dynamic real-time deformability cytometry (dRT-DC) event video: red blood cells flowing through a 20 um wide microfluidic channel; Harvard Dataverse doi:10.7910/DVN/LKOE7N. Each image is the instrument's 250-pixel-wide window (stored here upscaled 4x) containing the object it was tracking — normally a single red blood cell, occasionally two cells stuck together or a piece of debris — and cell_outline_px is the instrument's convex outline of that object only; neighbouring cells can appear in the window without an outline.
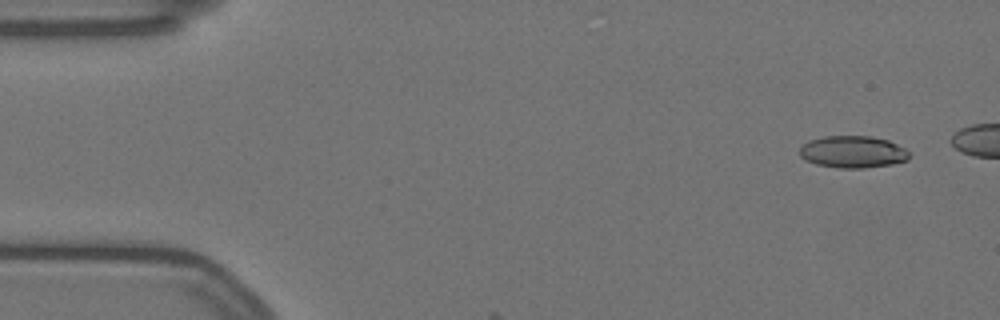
{"species": "Egyptian fruit bat (a non-hibernating species)", "species_latin": "Rousettus aegyptiacus", "temperature_condition": "warm", "stored_images_in_passage": 9, "camera_frame_rate_fps": 3000, "um_per_image_px": 0.085, "animal": {"sex": "female"}, "frame": {"image": 1, "passage_image": 4, "time_ms": 1.0, "image_size_px": [1000, 320], "cell_outline_px": [[908, 160], [892, 164], [864, 168], [840, 168], [816, 164], [800, 156], [800, 148], [808, 140], [824, 136], [872, 136], [888, 140], [904, 148], [908, 152]], "centroid_in_image_um": [72.49, 12.9], "position_along_channel_um": 12.5, "area_um2": 20.35}}